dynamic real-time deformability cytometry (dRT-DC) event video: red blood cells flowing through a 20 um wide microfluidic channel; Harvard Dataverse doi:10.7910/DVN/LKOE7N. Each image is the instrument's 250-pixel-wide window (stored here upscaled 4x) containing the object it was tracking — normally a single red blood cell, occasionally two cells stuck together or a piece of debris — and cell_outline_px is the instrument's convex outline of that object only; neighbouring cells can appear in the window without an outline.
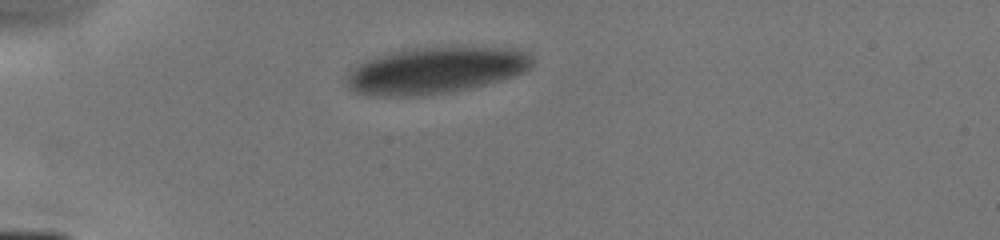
{"species": "human", "species_latin": "Homo sapiens", "temperature_condition": "cold", "stored_images_in_passage": 3, "camera_frame_rate_fps": 3000, "um_per_image_px": 0.085, "donor": {"sex": "male"}, "frame": {"image": 1, "passage_image": 1, "time_ms": 0.0, "image_size_px": [1000, 240], "cell_outline_px": [[532, 64], [528, 68], [512, 76], [500, 80], [452, 92], [420, 96], [368, 96], [352, 92], [348, 88], [344, 80], [344, 76], [356, 64], [364, 60], [376, 56], [392, 52], [412, 48], [452, 44], [516, 48], [532, 56]], "centroid_in_image_um": [36.96, 5.95], "position_along_channel_um": 48.0, "area_um2": 51.79}}
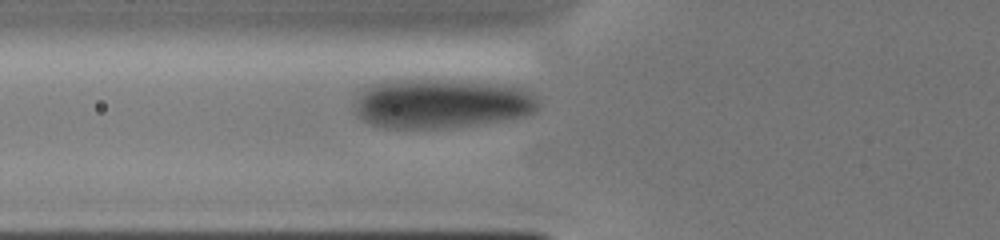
{"frame": {"image": 2, "passage_image": 3, "time_ms": 1.667, "image_size_px": [1000, 240], "cell_outline_px": [[540, 104], [536, 112], [524, 116], [508, 120], [476, 124], [440, 128], [388, 128], [372, 124], [364, 120], [356, 112], [356, 96], [364, 88], [372, 84], [384, 80], [432, 76], [516, 84], [536, 96], [540, 100]], "centroid_in_image_um": [37.6, 8.72], "position_along_channel_um": 88.2, "area_um2": 55.2}}